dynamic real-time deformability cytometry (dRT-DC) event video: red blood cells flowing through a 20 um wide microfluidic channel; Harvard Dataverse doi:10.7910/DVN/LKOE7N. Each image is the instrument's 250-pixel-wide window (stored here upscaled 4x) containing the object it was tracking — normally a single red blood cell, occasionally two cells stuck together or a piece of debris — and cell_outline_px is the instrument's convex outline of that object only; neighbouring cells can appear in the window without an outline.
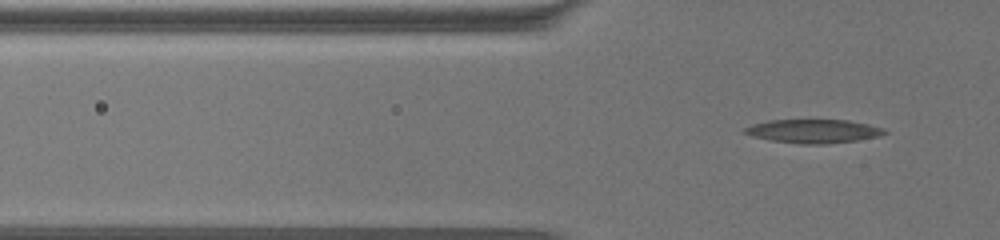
{"species": "common noctule bat (a hibernating species)", "species_latin": "Nyctalus noctula", "temperature_condition": "warm", "stored_images_in_passage": 36, "camera_frame_rate_fps": 3000, "um_per_image_px": 0.085, "animal": {"sex": "female", "body_mass_g": 19.5, "forearm_length_mm": 54.1}, "frame": {"image": 1, "passage_image": 3, "time_ms": 0.667, "image_size_px": [1000, 240], "cell_outline_px": [[880, 132], [868, 136], [848, 140], [784, 140], [764, 136], [748, 132], [748, 128], [760, 124], [780, 120], [836, 120], [860, 124], [872, 128]], "centroid_in_image_um": [69.06, 11.06], "position_along_channel_um": 56.7, "area_um2": 15.03}}
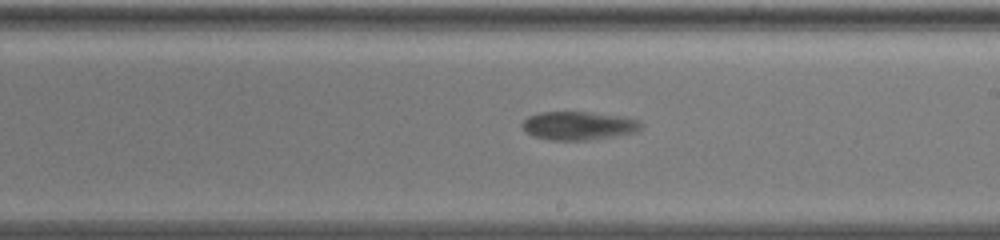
{"frame": {"image": 2, "passage_image": 22, "time_ms": 7.0, "image_size_px": [1000, 240], "cell_outline_px": [[628, 124], [624, 128], [576, 136], [544, 136], [532, 132], [524, 124], [528, 120], [536, 116], [556, 112], [572, 112], [616, 120]], "centroid_in_image_um": [48.54, 10.58], "position_along_channel_um": 240.5, "area_um2": 12.66}}
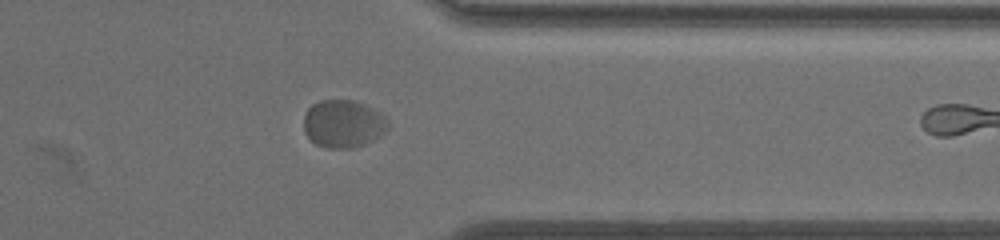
{"frame": {"image": 3, "passage_image": 36, "time_ms": 11.667, "image_size_px": [1000, 240], "cell_outline_px": [[352, 108], [348, 144], [320, 144], [312, 140], [308, 136], [304, 120], [308, 112], [316, 104], [348, 104]], "centroid_in_image_um": [27.98, 10.51], "position_along_channel_um": 383.4, "area_um2": 11.96}}